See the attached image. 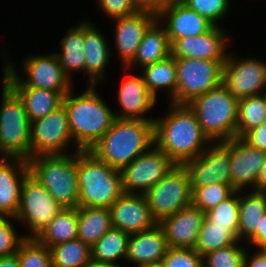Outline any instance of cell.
I'll return each instance as SVG.
<instances>
[{
	"label": "cell",
	"mask_w": 266,
	"mask_h": 267,
	"mask_svg": "<svg viewBox=\"0 0 266 267\" xmlns=\"http://www.w3.org/2000/svg\"><path fill=\"white\" fill-rule=\"evenodd\" d=\"M183 2V0H155V14L158 15L163 9Z\"/></svg>",
	"instance_id": "obj_51"
},
{
	"label": "cell",
	"mask_w": 266,
	"mask_h": 267,
	"mask_svg": "<svg viewBox=\"0 0 266 267\" xmlns=\"http://www.w3.org/2000/svg\"><path fill=\"white\" fill-rule=\"evenodd\" d=\"M175 165L176 164L154 144L149 150L140 154L120 171L124 193L145 194Z\"/></svg>",
	"instance_id": "obj_12"
},
{
	"label": "cell",
	"mask_w": 266,
	"mask_h": 267,
	"mask_svg": "<svg viewBox=\"0 0 266 267\" xmlns=\"http://www.w3.org/2000/svg\"><path fill=\"white\" fill-rule=\"evenodd\" d=\"M239 191V229L238 240L249 241L256 235L260 219L266 213V192L255 191L240 195Z\"/></svg>",
	"instance_id": "obj_28"
},
{
	"label": "cell",
	"mask_w": 266,
	"mask_h": 267,
	"mask_svg": "<svg viewBox=\"0 0 266 267\" xmlns=\"http://www.w3.org/2000/svg\"><path fill=\"white\" fill-rule=\"evenodd\" d=\"M188 106L212 144L237 137L238 99L222 84L194 98Z\"/></svg>",
	"instance_id": "obj_6"
},
{
	"label": "cell",
	"mask_w": 266,
	"mask_h": 267,
	"mask_svg": "<svg viewBox=\"0 0 266 267\" xmlns=\"http://www.w3.org/2000/svg\"><path fill=\"white\" fill-rule=\"evenodd\" d=\"M20 267H53L50 248L35 238H26L16 252Z\"/></svg>",
	"instance_id": "obj_38"
},
{
	"label": "cell",
	"mask_w": 266,
	"mask_h": 267,
	"mask_svg": "<svg viewBox=\"0 0 266 267\" xmlns=\"http://www.w3.org/2000/svg\"><path fill=\"white\" fill-rule=\"evenodd\" d=\"M34 177L64 208L78 207L77 150L75 155H37L27 160Z\"/></svg>",
	"instance_id": "obj_5"
},
{
	"label": "cell",
	"mask_w": 266,
	"mask_h": 267,
	"mask_svg": "<svg viewBox=\"0 0 266 267\" xmlns=\"http://www.w3.org/2000/svg\"><path fill=\"white\" fill-rule=\"evenodd\" d=\"M25 236H17L15 228L8 217L0 224V257L15 254Z\"/></svg>",
	"instance_id": "obj_43"
},
{
	"label": "cell",
	"mask_w": 266,
	"mask_h": 267,
	"mask_svg": "<svg viewBox=\"0 0 266 267\" xmlns=\"http://www.w3.org/2000/svg\"><path fill=\"white\" fill-rule=\"evenodd\" d=\"M241 138L249 145L266 152V129H263V125L252 128Z\"/></svg>",
	"instance_id": "obj_45"
},
{
	"label": "cell",
	"mask_w": 266,
	"mask_h": 267,
	"mask_svg": "<svg viewBox=\"0 0 266 267\" xmlns=\"http://www.w3.org/2000/svg\"><path fill=\"white\" fill-rule=\"evenodd\" d=\"M105 38L96 27L90 22H84V52L85 72L89 76L90 85L106 78L105 66H108L109 58L112 55Z\"/></svg>",
	"instance_id": "obj_25"
},
{
	"label": "cell",
	"mask_w": 266,
	"mask_h": 267,
	"mask_svg": "<svg viewBox=\"0 0 266 267\" xmlns=\"http://www.w3.org/2000/svg\"><path fill=\"white\" fill-rule=\"evenodd\" d=\"M62 208L46 188L28 174L21 187L20 206L14 219L28 225L31 234L25 238H36Z\"/></svg>",
	"instance_id": "obj_11"
},
{
	"label": "cell",
	"mask_w": 266,
	"mask_h": 267,
	"mask_svg": "<svg viewBox=\"0 0 266 267\" xmlns=\"http://www.w3.org/2000/svg\"><path fill=\"white\" fill-rule=\"evenodd\" d=\"M227 32L213 26L207 33L198 36L184 37L171 44V55L174 58H196L225 62Z\"/></svg>",
	"instance_id": "obj_18"
},
{
	"label": "cell",
	"mask_w": 266,
	"mask_h": 267,
	"mask_svg": "<svg viewBox=\"0 0 266 267\" xmlns=\"http://www.w3.org/2000/svg\"><path fill=\"white\" fill-rule=\"evenodd\" d=\"M78 206L109 208L123 193L120 170L90 150L77 151Z\"/></svg>",
	"instance_id": "obj_4"
},
{
	"label": "cell",
	"mask_w": 266,
	"mask_h": 267,
	"mask_svg": "<svg viewBox=\"0 0 266 267\" xmlns=\"http://www.w3.org/2000/svg\"><path fill=\"white\" fill-rule=\"evenodd\" d=\"M257 247H259V250L257 252L266 259V242L258 245Z\"/></svg>",
	"instance_id": "obj_53"
},
{
	"label": "cell",
	"mask_w": 266,
	"mask_h": 267,
	"mask_svg": "<svg viewBox=\"0 0 266 267\" xmlns=\"http://www.w3.org/2000/svg\"><path fill=\"white\" fill-rule=\"evenodd\" d=\"M60 44L61 52H57L56 55L64 73L71 79L69 72H85L84 21L69 28Z\"/></svg>",
	"instance_id": "obj_32"
},
{
	"label": "cell",
	"mask_w": 266,
	"mask_h": 267,
	"mask_svg": "<svg viewBox=\"0 0 266 267\" xmlns=\"http://www.w3.org/2000/svg\"><path fill=\"white\" fill-rule=\"evenodd\" d=\"M205 212L191 204L158 224L162 227L168 247L195 248Z\"/></svg>",
	"instance_id": "obj_19"
},
{
	"label": "cell",
	"mask_w": 266,
	"mask_h": 267,
	"mask_svg": "<svg viewBox=\"0 0 266 267\" xmlns=\"http://www.w3.org/2000/svg\"><path fill=\"white\" fill-rule=\"evenodd\" d=\"M85 267H122V265L119 266V264L116 263L104 262L91 258Z\"/></svg>",
	"instance_id": "obj_52"
},
{
	"label": "cell",
	"mask_w": 266,
	"mask_h": 267,
	"mask_svg": "<svg viewBox=\"0 0 266 267\" xmlns=\"http://www.w3.org/2000/svg\"><path fill=\"white\" fill-rule=\"evenodd\" d=\"M150 213L159 223L192 204L190 177L183 165H175L145 194Z\"/></svg>",
	"instance_id": "obj_9"
},
{
	"label": "cell",
	"mask_w": 266,
	"mask_h": 267,
	"mask_svg": "<svg viewBox=\"0 0 266 267\" xmlns=\"http://www.w3.org/2000/svg\"><path fill=\"white\" fill-rule=\"evenodd\" d=\"M48 248L78 239V208H62L35 238Z\"/></svg>",
	"instance_id": "obj_29"
},
{
	"label": "cell",
	"mask_w": 266,
	"mask_h": 267,
	"mask_svg": "<svg viewBox=\"0 0 266 267\" xmlns=\"http://www.w3.org/2000/svg\"><path fill=\"white\" fill-rule=\"evenodd\" d=\"M73 94L71 89L62 101L68 115L69 130L77 151L90 150L109 130L116 116L100 98L95 85H89L78 96Z\"/></svg>",
	"instance_id": "obj_3"
},
{
	"label": "cell",
	"mask_w": 266,
	"mask_h": 267,
	"mask_svg": "<svg viewBox=\"0 0 266 267\" xmlns=\"http://www.w3.org/2000/svg\"><path fill=\"white\" fill-rule=\"evenodd\" d=\"M139 11H148L155 13V0H133Z\"/></svg>",
	"instance_id": "obj_48"
},
{
	"label": "cell",
	"mask_w": 266,
	"mask_h": 267,
	"mask_svg": "<svg viewBox=\"0 0 266 267\" xmlns=\"http://www.w3.org/2000/svg\"><path fill=\"white\" fill-rule=\"evenodd\" d=\"M250 244L256 246L266 242V213L260 219L259 226H257L256 235L249 241Z\"/></svg>",
	"instance_id": "obj_46"
},
{
	"label": "cell",
	"mask_w": 266,
	"mask_h": 267,
	"mask_svg": "<svg viewBox=\"0 0 266 267\" xmlns=\"http://www.w3.org/2000/svg\"><path fill=\"white\" fill-rule=\"evenodd\" d=\"M235 190L229 184L211 183L192 193V204L205 213L229 197Z\"/></svg>",
	"instance_id": "obj_39"
},
{
	"label": "cell",
	"mask_w": 266,
	"mask_h": 267,
	"mask_svg": "<svg viewBox=\"0 0 266 267\" xmlns=\"http://www.w3.org/2000/svg\"><path fill=\"white\" fill-rule=\"evenodd\" d=\"M170 106L169 114L154 120L155 145L176 165H183L198 157L212 142L188 104L170 103Z\"/></svg>",
	"instance_id": "obj_1"
},
{
	"label": "cell",
	"mask_w": 266,
	"mask_h": 267,
	"mask_svg": "<svg viewBox=\"0 0 266 267\" xmlns=\"http://www.w3.org/2000/svg\"><path fill=\"white\" fill-rule=\"evenodd\" d=\"M108 210L112 227L128 234L143 232L158 224L144 194L123 193Z\"/></svg>",
	"instance_id": "obj_16"
},
{
	"label": "cell",
	"mask_w": 266,
	"mask_h": 267,
	"mask_svg": "<svg viewBox=\"0 0 266 267\" xmlns=\"http://www.w3.org/2000/svg\"><path fill=\"white\" fill-rule=\"evenodd\" d=\"M237 243L203 255V267H245L246 250Z\"/></svg>",
	"instance_id": "obj_40"
},
{
	"label": "cell",
	"mask_w": 266,
	"mask_h": 267,
	"mask_svg": "<svg viewBox=\"0 0 266 267\" xmlns=\"http://www.w3.org/2000/svg\"><path fill=\"white\" fill-rule=\"evenodd\" d=\"M266 118V96H250L238 100L237 137L261 126Z\"/></svg>",
	"instance_id": "obj_34"
},
{
	"label": "cell",
	"mask_w": 266,
	"mask_h": 267,
	"mask_svg": "<svg viewBox=\"0 0 266 267\" xmlns=\"http://www.w3.org/2000/svg\"><path fill=\"white\" fill-rule=\"evenodd\" d=\"M235 242H239L238 236L228 226L213 225L205 218L194 249L203 256Z\"/></svg>",
	"instance_id": "obj_35"
},
{
	"label": "cell",
	"mask_w": 266,
	"mask_h": 267,
	"mask_svg": "<svg viewBox=\"0 0 266 267\" xmlns=\"http://www.w3.org/2000/svg\"><path fill=\"white\" fill-rule=\"evenodd\" d=\"M22 100L30 121L44 118L62 105L68 92H55L35 87H10Z\"/></svg>",
	"instance_id": "obj_27"
},
{
	"label": "cell",
	"mask_w": 266,
	"mask_h": 267,
	"mask_svg": "<svg viewBox=\"0 0 266 267\" xmlns=\"http://www.w3.org/2000/svg\"><path fill=\"white\" fill-rule=\"evenodd\" d=\"M143 267H166V265L164 264L163 260H160V261L153 262V263H150L148 265H145Z\"/></svg>",
	"instance_id": "obj_54"
},
{
	"label": "cell",
	"mask_w": 266,
	"mask_h": 267,
	"mask_svg": "<svg viewBox=\"0 0 266 267\" xmlns=\"http://www.w3.org/2000/svg\"><path fill=\"white\" fill-rule=\"evenodd\" d=\"M117 94L122 112L115 113L116 118L155 120L143 115L155 105L157 99L149 92L142 75L125 80Z\"/></svg>",
	"instance_id": "obj_23"
},
{
	"label": "cell",
	"mask_w": 266,
	"mask_h": 267,
	"mask_svg": "<svg viewBox=\"0 0 266 267\" xmlns=\"http://www.w3.org/2000/svg\"><path fill=\"white\" fill-rule=\"evenodd\" d=\"M254 190L266 192V155L261 167L260 176L257 181V186Z\"/></svg>",
	"instance_id": "obj_49"
},
{
	"label": "cell",
	"mask_w": 266,
	"mask_h": 267,
	"mask_svg": "<svg viewBox=\"0 0 266 267\" xmlns=\"http://www.w3.org/2000/svg\"><path fill=\"white\" fill-rule=\"evenodd\" d=\"M7 218V216L0 213V224Z\"/></svg>",
	"instance_id": "obj_55"
},
{
	"label": "cell",
	"mask_w": 266,
	"mask_h": 267,
	"mask_svg": "<svg viewBox=\"0 0 266 267\" xmlns=\"http://www.w3.org/2000/svg\"><path fill=\"white\" fill-rule=\"evenodd\" d=\"M168 244L166 235L159 224L153 228L130 234L127 247L126 260L143 267L162 260L166 255Z\"/></svg>",
	"instance_id": "obj_24"
},
{
	"label": "cell",
	"mask_w": 266,
	"mask_h": 267,
	"mask_svg": "<svg viewBox=\"0 0 266 267\" xmlns=\"http://www.w3.org/2000/svg\"><path fill=\"white\" fill-rule=\"evenodd\" d=\"M230 0H183V3L209 20L214 26L225 17L229 10Z\"/></svg>",
	"instance_id": "obj_41"
},
{
	"label": "cell",
	"mask_w": 266,
	"mask_h": 267,
	"mask_svg": "<svg viewBox=\"0 0 266 267\" xmlns=\"http://www.w3.org/2000/svg\"><path fill=\"white\" fill-rule=\"evenodd\" d=\"M72 141L68 115L62 104L44 118L31 122L30 158L37 155L68 154L65 148Z\"/></svg>",
	"instance_id": "obj_13"
},
{
	"label": "cell",
	"mask_w": 266,
	"mask_h": 267,
	"mask_svg": "<svg viewBox=\"0 0 266 267\" xmlns=\"http://www.w3.org/2000/svg\"><path fill=\"white\" fill-rule=\"evenodd\" d=\"M263 125V129H266V118H265V121L262 123Z\"/></svg>",
	"instance_id": "obj_56"
},
{
	"label": "cell",
	"mask_w": 266,
	"mask_h": 267,
	"mask_svg": "<svg viewBox=\"0 0 266 267\" xmlns=\"http://www.w3.org/2000/svg\"><path fill=\"white\" fill-rule=\"evenodd\" d=\"M265 155L266 152L249 145L241 137L230 140V180L235 191H242L248 185L256 188Z\"/></svg>",
	"instance_id": "obj_17"
},
{
	"label": "cell",
	"mask_w": 266,
	"mask_h": 267,
	"mask_svg": "<svg viewBox=\"0 0 266 267\" xmlns=\"http://www.w3.org/2000/svg\"><path fill=\"white\" fill-rule=\"evenodd\" d=\"M157 19L161 23L167 21L164 27L171 44L177 39L207 33L214 26L183 2L163 9Z\"/></svg>",
	"instance_id": "obj_22"
},
{
	"label": "cell",
	"mask_w": 266,
	"mask_h": 267,
	"mask_svg": "<svg viewBox=\"0 0 266 267\" xmlns=\"http://www.w3.org/2000/svg\"><path fill=\"white\" fill-rule=\"evenodd\" d=\"M53 267H85L91 260V246L80 239L50 247Z\"/></svg>",
	"instance_id": "obj_36"
},
{
	"label": "cell",
	"mask_w": 266,
	"mask_h": 267,
	"mask_svg": "<svg viewBox=\"0 0 266 267\" xmlns=\"http://www.w3.org/2000/svg\"><path fill=\"white\" fill-rule=\"evenodd\" d=\"M4 66L3 81L9 87H35L55 92H69L72 89V80L61 68L56 53L37 55L26 58L23 68L27 73V79L23 80L16 72L11 62Z\"/></svg>",
	"instance_id": "obj_8"
},
{
	"label": "cell",
	"mask_w": 266,
	"mask_h": 267,
	"mask_svg": "<svg viewBox=\"0 0 266 267\" xmlns=\"http://www.w3.org/2000/svg\"><path fill=\"white\" fill-rule=\"evenodd\" d=\"M205 218L213 225L228 226L238 236L239 191H234L217 206L207 211Z\"/></svg>",
	"instance_id": "obj_37"
},
{
	"label": "cell",
	"mask_w": 266,
	"mask_h": 267,
	"mask_svg": "<svg viewBox=\"0 0 266 267\" xmlns=\"http://www.w3.org/2000/svg\"><path fill=\"white\" fill-rule=\"evenodd\" d=\"M228 53L223 65L222 85L235 98L263 94L266 87V62L253 57L236 60Z\"/></svg>",
	"instance_id": "obj_14"
},
{
	"label": "cell",
	"mask_w": 266,
	"mask_h": 267,
	"mask_svg": "<svg viewBox=\"0 0 266 267\" xmlns=\"http://www.w3.org/2000/svg\"><path fill=\"white\" fill-rule=\"evenodd\" d=\"M162 260L166 267H203L202 256L193 248L169 247Z\"/></svg>",
	"instance_id": "obj_42"
},
{
	"label": "cell",
	"mask_w": 266,
	"mask_h": 267,
	"mask_svg": "<svg viewBox=\"0 0 266 267\" xmlns=\"http://www.w3.org/2000/svg\"><path fill=\"white\" fill-rule=\"evenodd\" d=\"M245 267H266V259L258 252H256L255 255L250 258V255L248 257L246 252Z\"/></svg>",
	"instance_id": "obj_47"
},
{
	"label": "cell",
	"mask_w": 266,
	"mask_h": 267,
	"mask_svg": "<svg viewBox=\"0 0 266 267\" xmlns=\"http://www.w3.org/2000/svg\"><path fill=\"white\" fill-rule=\"evenodd\" d=\"M116 22L115 45L123 68L135 57L145 32L157 20V15L148 11L113 19Z\"/></svg>",
	"instance_id": "obj_20"
},
{
	"label": "cell",
	"mask_w": 266,
	"mask_h": 267,
	"mask_svg": "<svg viewBox=\"0 0 266 267\" xmlns=\"http://www.w3.org/2000/svg\"><path fill=\"white\" fill-rule=\"evenodd\" d=\"M192 193L200 187L211 183L231 185L230 180V140L222 143H213L198 157L186 161Z\"/></svg>",
	"instance_id": "obj_15"
},
{
	"label": "cell",
	"mask_w": 266,
	"mask_h": 267,
	"mask_svg": "<svg viewBox=\"0 0 266 267\" xmlns=\"http://www.w3.org/2000/svg\"><path fill=\"white\" fill-rule=\"evenodd\" d=\"M28 174L27 160L0 157V213L8 218L14 219L18 212L21 187Z\"/></svg>",
	"instance_id": "obj_21"
},
{
	"label": "cell",
	"mask_w": 266,
	"mask_h": 267,
	"mask_svg": "<svg viewBox=\"0 0 266 267\" xmlns=\"http://www.w3.org/2000/svg\"><path fill=\"white\" fill-rule=\"evenodd\" d=\"M141 69L143 71L141 75L149 92L156 98L159 88H169L170 101L176 104L177 67L175 58L170 55Z\"/></svg>",
	"instance_id": "obj_31"
},
{
	"label": "cell",
	"mask_w": 266,
	"mask_h": 267,
	"mask_svg": "<svg viewBox=\"0 0 266 267\" xmlns=\"http://www.w3.org/2000/svg\"><path fill=\"white\" fill-rule=\"evenodd\" d=\"M100 8L111 19L121 18L138 12L133 0H98Z\"/></svg>",
	"instance_id": "obj_44"
},
{
	"label": "cell",
	"mask_w": 266,
	"mask_h": 267,
	"mask_svg": "<svg viewBox=\"0 0 266 267\" xmlns=\"http://www.w3.org/2000/svg\"><path fill=\"white\" fill-rule=\"evenodd\" d=\"M0 107V154L30 158L31 121L19 96L3 81Z\"/></svg>",
	"instance_id": "obj_7"
},
{
	"label": "cell",
	"mask_w": 266,
	"mask_h": 267,
	"mask_svg": "<svg viewBox=\"0 0 266 267\" xmlns=\"http://www.w3.org/2000/svg\"><path fill=\"white\" fill-rule=\"evenodd\" d=\"M129 237L130 234L112 227L91 246V258L111 263L126 258Z\"/></svg>",
	"instance_id": "obj_33"
},
{
	"label": "cell",
	"mask_w": 266,
	"mask_h": 267,
	"mask_svg": "<svg viewBox=\"0 0 266 267\" xmlns=\"http://www.w3.org/2000/svg\"><path fill=\"white\" fill-rule=\"evenodd\" d=\"M170 55L171 43L167 30L164 25H160L157 19L145 32L135 57L124 69H133L137 66L142 68L146 65L163 60Z\"/></svg>",
	"instance_id": "obj_26"
},
{
	"label": "cell",
	"mask_w": 266,
	"mask_h": 267,
	"mask_svg": "<svg viewBox=\"0 0 266 267\" xmlns=\"http://www.w3.org/2000/svg\"><path fill=\"white\" fill-rule=\"evenodd\" d=\"M177 67L176 104H188L194 98L222 84L225 62L196 58H175Z\"/></svg>",
	"instance_id": "obj_10"
},
{
	"label": "cell",
	"mask_w": 266,
	"mask_h": 267,
	"mask_svg": "<svg viewBox=\"0 0 266 267\" xmlns=\"http://www.w3.org/2000/svg\"><path fill=\"white\" fill-rule=\"evenodd\" d=\"M154 144V120L116 118L90 151L109 166L121 171Z\"/></svg>",
	"instance_id": "obj_2"
},
{
	"label": "cell",
	"mask_w": 266,
	"mask_h": 267,
	"mask_svg": "<svg viewBox=\"0 0 266 267\" xmlns=\"http://www.w3.org/2000/svg\"><path fill=\"white\" fill-rule=\"evenodd\" d=\"M78 239L90 246L112 228L107 208L78 206Z\"/></svg>",
	"instance_id": "obj_30"
},
{
	"label": "cell",
	"mask_w": 266,
	"mask_h": 267,
	"mask_svg": "<svg viewBox=\"0 0 266 267\" xmlns=\"http://www.w3.org/2000/svg\"><path fill=\"white\" fill-rule=\"evenodd\" d=\"M0 267H20L17 254L0 257Z\"/></svg>",
	"instance_id": "obj_50"
}]
</instances>
